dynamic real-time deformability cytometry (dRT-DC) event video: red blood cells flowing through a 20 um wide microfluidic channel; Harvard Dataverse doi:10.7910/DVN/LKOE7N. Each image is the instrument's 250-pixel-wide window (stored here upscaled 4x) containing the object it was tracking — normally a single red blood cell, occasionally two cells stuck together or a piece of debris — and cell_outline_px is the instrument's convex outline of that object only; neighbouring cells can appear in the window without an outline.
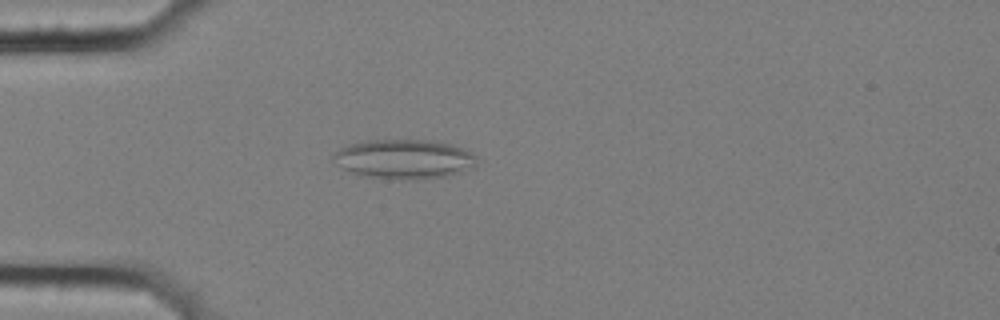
{"species": "common noctule bat (a hibernating species)", "species_latin": "Nyctalus noctula", "temperature_condition": "cold", "stored_images_in_passage": 4, "camera_frame_rate_fps": 3000, "um_per_image_px": 0.085, "animal": {"sex": "female", "body_mass_g": 25.1}, "frame": {"image": 1, "passage_image": 4, "time_ms": 1.0, "image_size_px": [1000, 320], "cell_outline_px": [[476, 168], [444, 176], [360, 176], [344, 168], [332, 160], [332, 156], [340, 148], [352, 144], [368, 140], [436, 140], [460, 148], [476, 156]], "centroid_in_image_um": [34.35, 13.47], "position_along_channel_um": 50.7, "area_um2": 31.5}}